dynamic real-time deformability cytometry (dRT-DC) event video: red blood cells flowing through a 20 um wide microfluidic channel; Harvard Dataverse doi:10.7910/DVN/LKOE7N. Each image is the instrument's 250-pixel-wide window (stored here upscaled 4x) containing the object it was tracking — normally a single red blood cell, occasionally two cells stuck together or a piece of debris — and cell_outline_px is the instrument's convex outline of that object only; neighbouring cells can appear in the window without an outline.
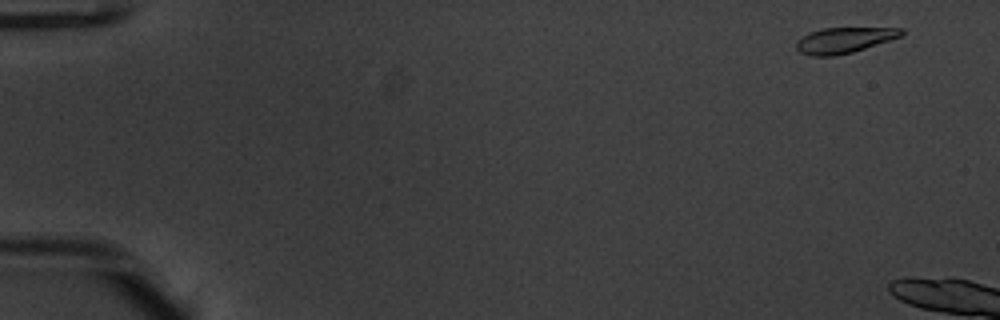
{"species": "common noctule bat (a hibernating species)", "species_latin": "Nyctalus noctula", "temperature_condition": "warm", "stored_images_in_passage": 6, "camera_frame_rate_fps": 3000, "um_per_image_px": 0.085, "animal": {"sex": "male", "body_mass_g": 20.1, "forearm_length_mm": 53.5}, "frame": {"image": 1, "passage_image": 2, "time_ms": 0.333, "image_size_px": [1000, 320], "cell_outline_px": [[904, 32], [900, 36], [852, 52], [836, 56], [812, 56], [800, 52], [796, 48], [796, 40], [808, 32], [824, 28], [904, 28]], "centroid_in_image_um": [71.69, 3.41], "position_along_channel_um": 13.3, "area_um2": 15.55}}